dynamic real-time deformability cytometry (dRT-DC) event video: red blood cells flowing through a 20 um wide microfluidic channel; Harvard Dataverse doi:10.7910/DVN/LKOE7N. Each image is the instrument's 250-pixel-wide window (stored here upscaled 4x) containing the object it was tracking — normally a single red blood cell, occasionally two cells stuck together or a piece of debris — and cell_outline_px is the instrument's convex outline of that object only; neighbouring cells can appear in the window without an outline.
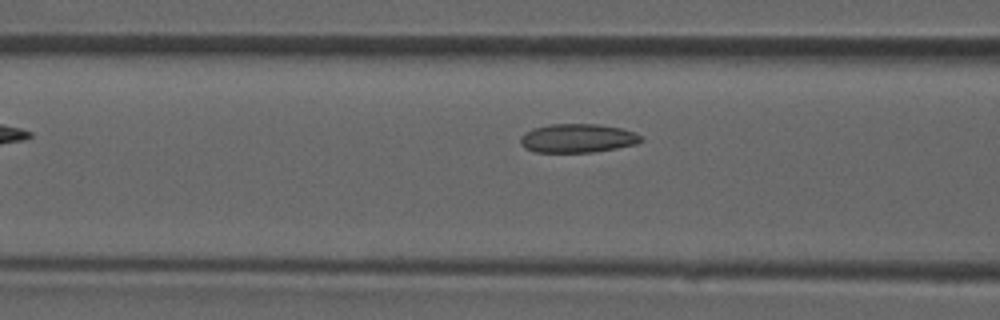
{"species": "common noctule bat (a hibernating species)", "species_latin": "Nyctalus noctula", "temperature_condition": "room temperature", "stored_images_in_passage": 30, "camera_frame_rate_fps": 3000, "um_per_image_px": 0.085, "animal": {"sex": "male", "forearm_length_mm": 52.5}, "frame": {"image": 1, "passage_image": 5, "time_ms": 1.333, "image_size_px": [1000, 320], "cell_outline_px": [[644, 140], [636, 144], [616, 148], [592, 152], [536, 152], [524, 148], [520, 144], [520, 136], [532, 128], [548, 124], [596, 124], [620, 128], [632, 132], [640, 136]], "centroid_in_image_um": [49.04, 11.75], "position_along_channel_um": 117.6, "area_um2": 20.17}}
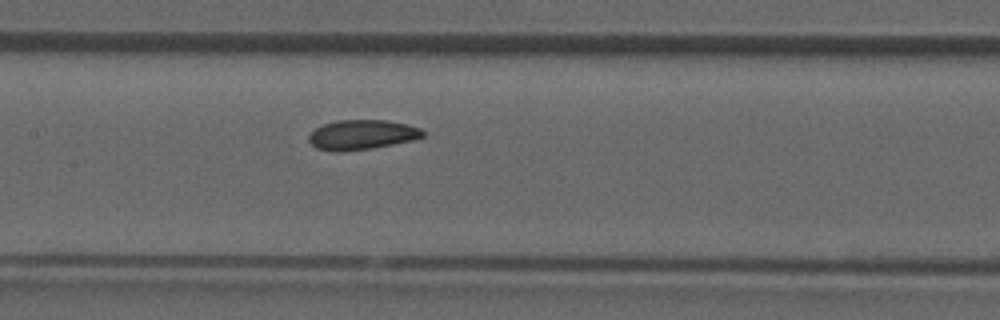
{"frame": {"image": 2, "passage_image": 9, "time_ms": 2.667, "image_size_px": [1000, 320], "cell_outline_px": [[424, 136], [412, 140], [372, 148], [340, 152], [336, 152], [316, 148], [308, 140], [308, 136], [316, 128], [324, 124], [336, 120], [388, 120], [408, 124], [420, 128], [424, 132]], "centroid_in_image_um": [30.75, 11.45], "position_along_channel_um": 176.6, "area_um2": 19.77}}